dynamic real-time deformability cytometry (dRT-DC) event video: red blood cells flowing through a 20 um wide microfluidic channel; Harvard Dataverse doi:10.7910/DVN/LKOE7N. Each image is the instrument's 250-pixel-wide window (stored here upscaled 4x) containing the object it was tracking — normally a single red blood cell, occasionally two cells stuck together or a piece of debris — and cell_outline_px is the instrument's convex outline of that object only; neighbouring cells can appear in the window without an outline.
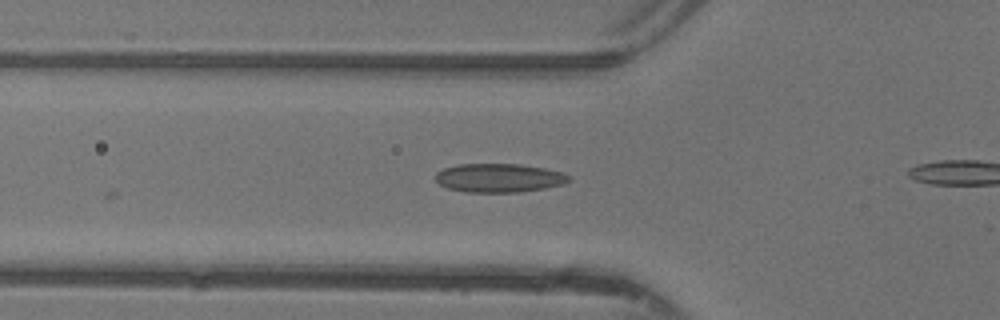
{"species": "common noctule bat (a hibernating species)", "species_latin": "Nyctalus noctula", "temperature_condition": "warm", "stored_images_in_passage": 6, "camera_frame_rate_fps": 3000, "um_per_image_px": 0.085, "animal": {"sex": "female"}, "frame": {"image": 1, "passage_image": 4, "time_ms": 1.0, "image_size_px": [1000, 320], "cell_outline_px": [[568, 180], [564, 184], [544, 188], [520, 192], [464, 192], [448, 188], [440, 184], [436, 180], [436, 172], [444, 168], [456, 164], [520, 164], [544, 168], [560, 172], [568, 176]], "centroid_in_image_um": [42.37, 15.12], "position_along_channel_um": 83.4, "area_um2": 22.2}}